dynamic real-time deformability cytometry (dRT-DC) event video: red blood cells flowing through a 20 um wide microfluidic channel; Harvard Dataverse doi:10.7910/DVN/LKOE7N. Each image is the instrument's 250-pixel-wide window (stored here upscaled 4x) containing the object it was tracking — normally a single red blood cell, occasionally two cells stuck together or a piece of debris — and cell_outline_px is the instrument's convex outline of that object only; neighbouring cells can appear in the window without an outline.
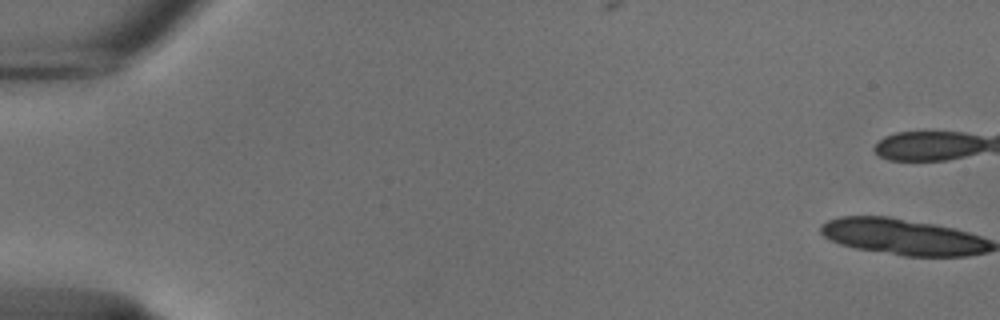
{"species": "common noctule bat (a hibernating species)", "species_latin": "Nyctalus noctula", "temperature_condition": "cold", "stored_images_in_passage": 2, "camera_frame_rate_fps": 3000, "um_per_image_px": 0.085, "animal": {"sex": "male", "body_mass_g": 18.8}, "frame": {"image": 1, "passage_image": 2, "time_ms": 0.333, "image_size_px": [1000, 320], "cell_outline_px": [[984, 144], [976, 148], [964, 152], [948, 156], [916, 160], [892, 156], [880, 148], [880, 144], [884, 140], [896, 136], [920, 132], [936, 132], [964, 136], [980, 140]], "centroid_in_image_um": [78.91, 12.35], "position_along_channel_um": 6.1, "area_um2": 14.62}}